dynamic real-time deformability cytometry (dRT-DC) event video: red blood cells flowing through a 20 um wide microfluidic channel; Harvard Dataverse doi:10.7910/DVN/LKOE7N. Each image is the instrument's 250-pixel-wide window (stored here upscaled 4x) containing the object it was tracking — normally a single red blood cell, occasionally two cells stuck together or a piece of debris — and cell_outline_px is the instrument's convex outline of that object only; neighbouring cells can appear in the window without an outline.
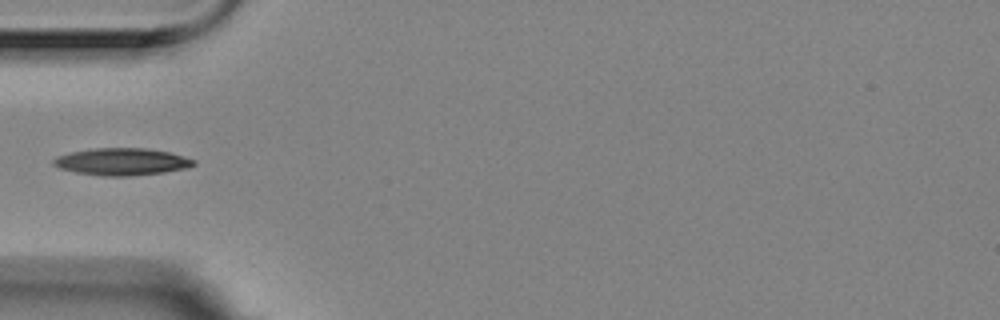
{"species": "Egyptian fruit bat (a non-hibernating species)", "species_latin": "Rousettus aegyptiacus", "temperature_condition": "room temperature", "stored_images_in_passage": 5, "camera_frame_rate_fps": 3000, "um_per_image_px": 0.085, "animal": {"sex": "female"}, "frame": {"image": 1, "passage_image": 5, "time_ms": 1.333, "image_size_px": [1000, 320], "cell_outline_px": [[196, 164], [184, 168], [164, 172], [128, 176], [104, 176], [76, 172], [60, 168], [52, 164], [52, 160], [56, 156], [72, 152], [92, 148], [148, 148], [168, 152], [196, 160]], "centroid_in_image_um": [10.33, 13.74], "position_along_channel_um": 74.7, "area_um2": 22.02}}